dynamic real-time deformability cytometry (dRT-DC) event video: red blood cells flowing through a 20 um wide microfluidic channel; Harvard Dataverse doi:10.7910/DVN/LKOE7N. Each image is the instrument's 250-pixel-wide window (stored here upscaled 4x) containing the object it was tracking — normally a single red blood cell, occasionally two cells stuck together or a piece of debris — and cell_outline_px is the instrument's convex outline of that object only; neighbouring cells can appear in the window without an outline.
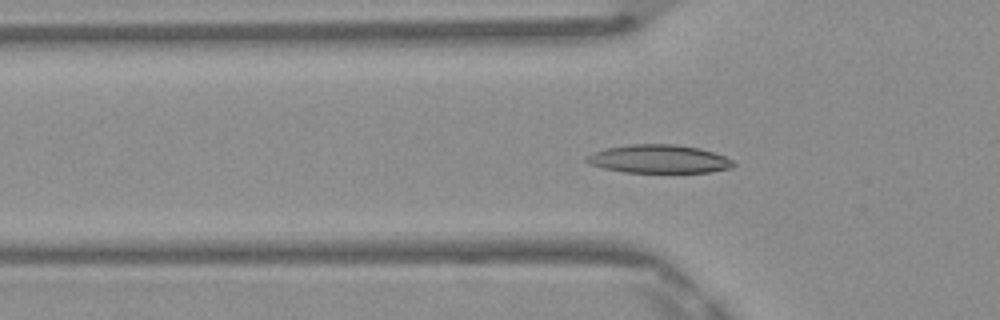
{"species": "Egyptian fruit bat (a non-hibernating species)", "species_latin": "Rousettus aegyptiacus", "temperature_condition": "warm", "stored_images_in_passage": 46, "camera_frame_rate_fps": 3000, "um_per_image_px": 0.085, "frame": {"image": 1, "passage_image": 13, "time_ms": 4.0, "image_size_px": [1000, 320], "cell_outline_px": [[736, 164], [732, 168], [712, 172], [624, 172], [604, 168], [588, 164], [584, 160], [592, 152], [608, 148], [628, 144], [676, 144], [700, 148], [724, 156], [732, 160]], "centroid_in_image_um": [56.01, 13.51], "position_along_channel_um": 69.8, "area_um2": 24.28}}
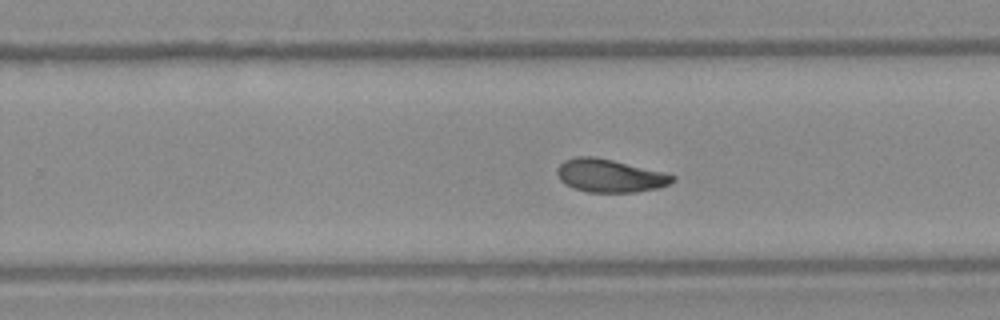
{"frame": {"image": 2, "passage_image": 28, "time_ms": 9.0, "image_size_px": [1000, 320], "cell_outline_px": [[676, 180], [668, 184], [656, 188], [636, 192], [588, 192], [572, 188], [564, 184], [560, 180], [556, 172], [556, 168], [564, 160], [576, 156], [592, 156], [612, 160], [668, 172], [676, 176]], "centroid_in_image_um": [51.84, 14.93], "position_along_channel_um": 278.0, "area_um2": 22.48}}
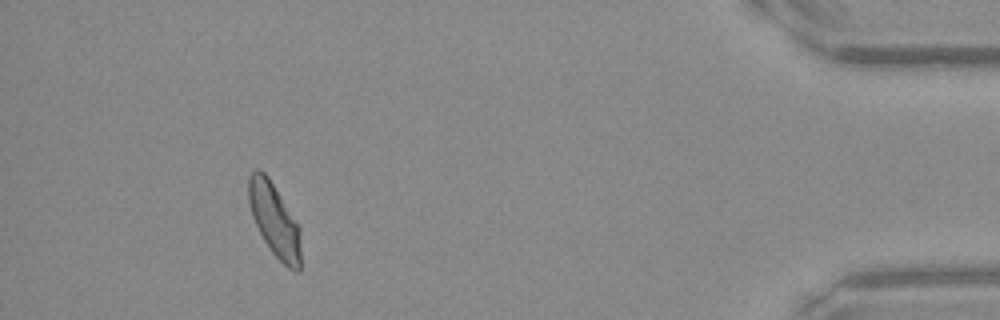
{"frame": {"image": 3, "passage_image": 42, "time_ms": 13.667, "image_size_px": [1000, 320], "cell_outline_px": [[300, 272], [296, 272], [288, 268], [272, 252], [264, 240], [252, 216], [248, 200], [248, 176], [256, 168], [264, 172], [268, 176], [300, 224]], "centroid_in_image_um": [23.34, 18.68], "position_along_channel_um": 411.9, "area_um2": 22.48}, "authors_computed_cell_mechanics": {"area_um2": 22.542, "velocity_mm_per_s": 4.1549, "shape_relaxation_time_tau1_ms": 6.1732, "shape_relaxation_time_tau2_ms": 2.6664, "deformation_change_tau1": 0.1638, "deformation_change_tau2": 0.0767}}